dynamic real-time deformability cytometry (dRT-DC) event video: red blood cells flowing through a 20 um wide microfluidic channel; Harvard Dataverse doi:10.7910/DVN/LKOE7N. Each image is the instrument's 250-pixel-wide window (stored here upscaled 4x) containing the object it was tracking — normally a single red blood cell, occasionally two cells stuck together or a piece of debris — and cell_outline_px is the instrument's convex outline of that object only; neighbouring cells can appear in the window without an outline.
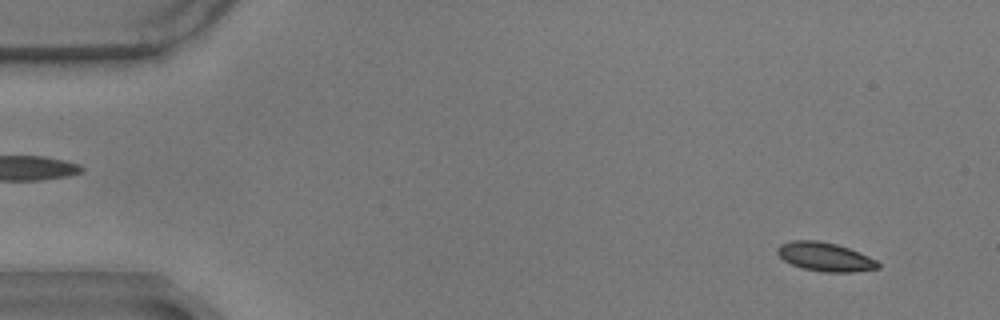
{"species": "common noctule bat (a hibernating species)", "species_latin": "Nyctalus noctula", "temperature_condition": "warm", "stored_images_in_passage": 55, "camera_frame_rate_fps": 3000, "um_per_image_px": 0.085, "animal": {"sex": "male", "body_mass_g": 17.9}, "frame": {"image": 1, "passage_image": 1, "time_ms": 0.0, "image_size_px": [1000, 320], "cell_outline_px": [[880, 268], [852, 272], [824, 272], [800, 268], [784, 260], [776, 252], [776, 248], [780, 244], [792, 240], [816, 240], [836, 244], [848, 248], [868, 256], [876, 260], [880, 264]], "centroid_in_image_um": [70.11, 21.83], "position_along_channel_um": 14.9, "area_um2": 16.88}}
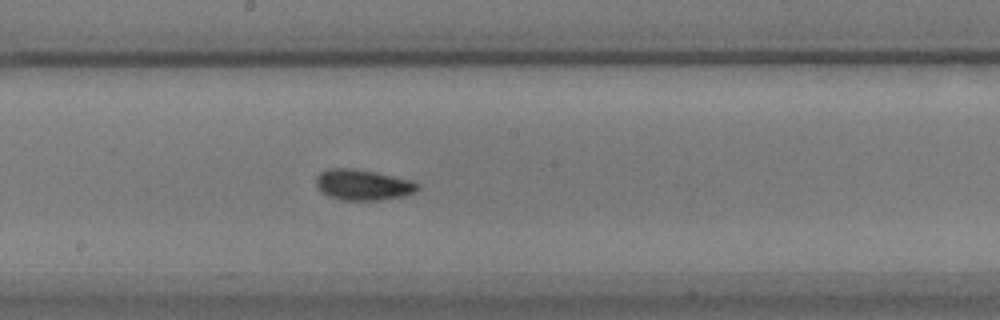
{"frame": {"image": 2, "passage_image": 28, "time_ms": 9.0, "image_size_px": [1000, 320], "cell_outline_px": [[420, 188], [416, 192], [404, 196], [380, 200], [344, 200], [328, 196], [320, 192], [316, 184], [316, 176], [320, 172], [328, 168], [352, 168], [376, 172], [412, 180], [420, 184]], "centroid_in_image_um": [30.86, 15.71], "position_along_channel_um": 217.3, "area_um2": 18.44}}
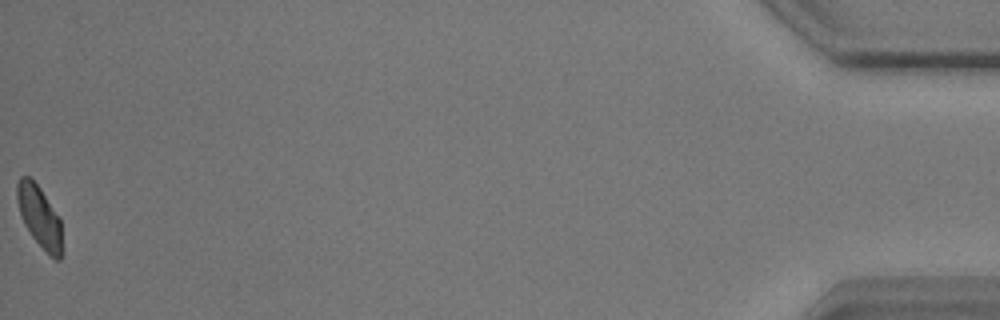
{"frame": {"image": 3, "passage_image": 55, "time_ms": 18.0, "image_size_px": [1000, 320], "cell_outline_px": [[64, 252], [60, 260], [56, 260], [32, 236], [24, 224], [20, 216], [16, 196], [16, 184], [20, 176], [28, 176], [40, 188], [60, 220]], "centroid_in_image_um": [3.36, 18.43], "position_along_channel_um": 431.8, "area_um2": 16.07}, "authors_computed_cell_mechanics": {"area_um2": 17.051, "velocity_mm_per_s": 3.4699, "shape_relaxation_time_tau1_ms": 5.4193, "shape_relaxation_time_tau2_ms": 1.9172, "deformation_change_tau1": 0.0997, "deformation_change_tau2": 0.0529}}